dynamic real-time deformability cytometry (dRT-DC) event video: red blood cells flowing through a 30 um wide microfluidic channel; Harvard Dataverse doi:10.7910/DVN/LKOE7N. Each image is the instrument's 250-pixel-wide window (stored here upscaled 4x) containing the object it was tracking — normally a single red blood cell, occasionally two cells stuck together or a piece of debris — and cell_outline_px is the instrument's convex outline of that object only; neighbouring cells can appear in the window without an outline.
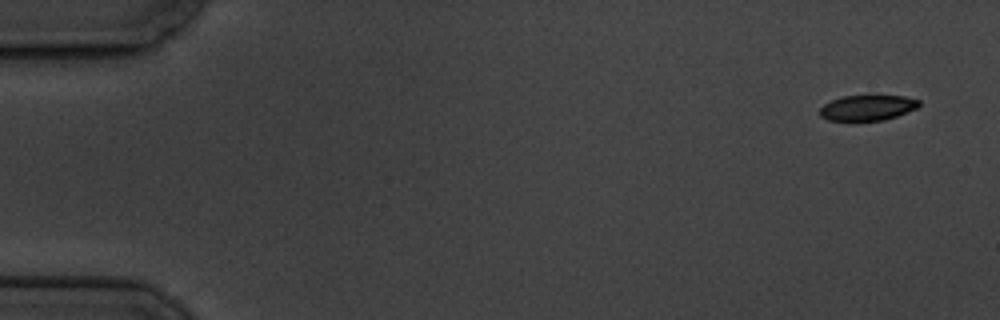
{"species": "common noctule bat (a hibernating species)", "species_latin": "Nyctalus noctula", "temperature_condition": "cold", "stored_images_in_passage": 6, "camera_frame_rate_fps": 3000, "um_per_image_px": 0.085, "animal": {"sex": "male", "body_mass_g": 19.5, "forearm_length_mm": 54.6}, "frame": {"image": 1, "passage_image": 1, "time_ms": 0.0, "image_size_px": [1000, 320], "cell_outline_px": [[920, 104], [916, 108], [896, 116], [884, 120], [852, 124], [828, 120], [820, 116], [820, 108], [824, 104], [832, 100], [844, 96], [868, 92], [904, 96], [920, 100]], "centroid_in_image_um": [73.7, 9.15], "position_along_channel_um": 11.3, "area_um2": 16.13}}
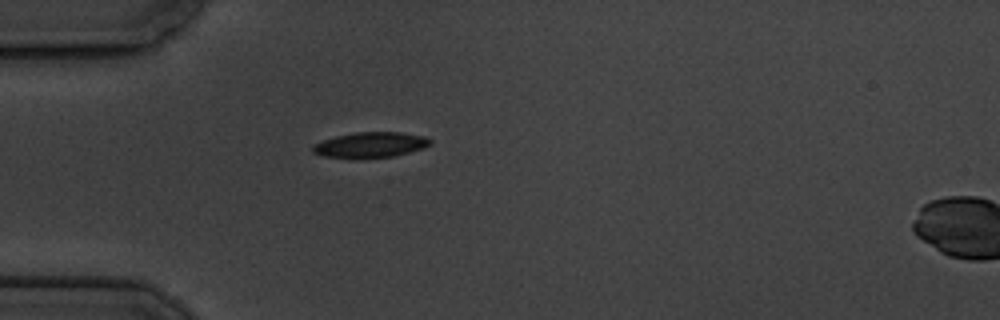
{"frame": {"image": 2, "passage_image": 5, "time_ms": 4.667, "image_size_px": [1000, 320], "cell_outline_px": [[432, 144], [424, 148], [396, 156], [352, 160], [324, 156], [312, 152], [312, 144], [336, 136], [356, 132], [400, 132], [424, 136], [432, 140]], "centroid_in_image_um": [31.48, 12.34], "position_along_channel_um": 53.5, "area_um2": 17.92}}